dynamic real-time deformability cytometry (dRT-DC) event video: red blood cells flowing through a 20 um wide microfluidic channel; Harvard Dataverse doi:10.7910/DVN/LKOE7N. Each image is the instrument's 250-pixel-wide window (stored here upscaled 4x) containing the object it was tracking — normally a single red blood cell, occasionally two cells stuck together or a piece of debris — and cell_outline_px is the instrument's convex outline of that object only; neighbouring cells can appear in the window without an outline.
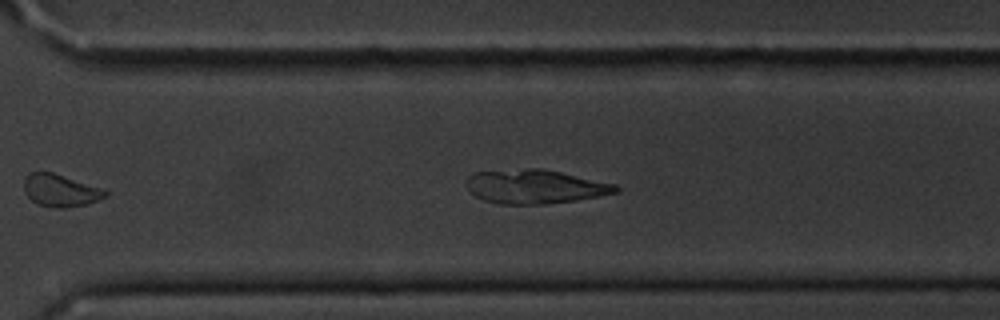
{"species": "common noctule bat (a hibernating species)", "species_latin": "Nyctalus noctula", "temperature_condition": "cold", "stored_images_in_passage": 32, "segment_of_instrument_passage": [2, 3], "camera_frame_rate_fps": 3000, "um_per_image_px": 0.085, "animal": {"sex": "male", "body_mass_g": 20.1, "forearm_length_mm": 53.5}, "frame": {"image": 1, "passage_image": 29, "time_ms": 9.333, "image_size_px": [1000, 320], "cell_outline_px": [[108, 196], [88, 204], [64, 208], [60, 208], [36, 204], [24, 192], [24, 176], [28, 172], [52, 172], [108, 192]], "centroid_in_image_um": [5.07, 16.2], "position_along_channel_um": 365.5, "area_um2": 15.03}}